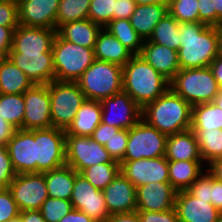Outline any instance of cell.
<instances>
[{"label": "cell", "instance_id": "obj_1", "mask_svg": "<svg viewBox=\"0 0 222 222\" xmlns=\"http://www.w3.org/2000/svg\"><path fill=\"white\" fill-rule=\"evenodd\" d=\"M180 69L209 67L219 55L218 27L201 22L180 23Z\"/></svg>", "mask_w": 222, "mask_h": 222}, {"label": "cell", "instance_id": "obj_2", "mask_svg": "<svg viewBox=\"0 0 222 222\" xmlns=\"http://www.w3.org/2000/svg\"><path fill=\"white\" fill-rule=\"evenodd\" d=\"M142 119L169 136L191 129L192 106L171 88L142 108Z\"/></svg>", "mask_w": 222, "mask_h": 222}, {"label": "cell", "instance_id": "obj_3", "mask_svg": "<svg viewBox=\"0 0 222 222\" xmlns=\"http://www.w3.org/2000/svg\"><path fill=\"white\" fill-rule=\"evenodd\" d=\"M123 91L141 108L153 102L170 88V81L157 72L139 54L123 66Z\"/></svg>", "mask_w": 222, "mask_h": 222}, {"label": "cell", "instance_id": "obj_4", "mask_svg": "<svg viewBox=\"0 0 222 222\" xmlns=\"http://www.w3.org/2000/svg\"><path fill=\"white\" fill-rule=\"evenodd\" d=\"M123 67L94 60L76 81L87 100L102 101L123 91Z\"/></svg>", "mask_w": 222, "mask_h": 222}, {"label": "cell", "instance_id": "obj_5", "mask_svg": "<svg viewBox=\"0 0 222 222\" xmlns=\"http://www.w3.org/2000/svg\"><path fill=\"white\" fill-rule=\"evenodd\" d=\"M170 88L191 106L213 102L221 90L210 67L180 69Z\"/></svg>", "mask_w": 222, "mask_h": 222}, {"label": "cell", "instance_id": "obj_6", "mask_svg": "<svg viewBox=\"0 0 222 222\" xmlns=\"http://www.w3.org/2000/svg\"><path fill=\"white\" fill-rule=\"evenodd\" d=\"M52 53L55 80L61 82H76L95 60L94 48L76 45L64 40L58 33L53 41Z\"/></svg>", "mask_w": 222, "mask_h": 222}, {"label": "cell", "instance_id": "obj_7", "mask_svg": "<svg viewBox=\"0 0 222 222\" xmlns=\"http://www.w3.org/2000/svg\"><path fill=\"white\" fill-rule=\"evenodd\" d=\"M52 127L66 130L86 100L76 82L53 80L49 83Z\"/></svg>", "mask_w": 222, "mask_h": 222}, {"label": "cell", "instance_id": "obj_8", "mask_svg": "<svg viewBox=\"0 0 222 222\" xmlns=\"http://www.w3.org/2000/svg\"><path fill=\"white\" fill-rule=\"evenodd\" d=\"M167 137L141 119L128 129V143L122 161L165 156Z\"/></svg>", "mask_w": 222, "mask_h": 222}, {"label": "cell", "instance_id": "obj_9", "mask_svg": "<svg viewBox=\"0 0 222 222\" xmlns=\"http://www.w3.org/2000/svg\"><path fill=\"white\" fill-rule=\"evenodd\" d=\"M37 173L66 165L65 130L55 127L34 129Z\"/></svg>", "mask_w": 222, "mask_h": 222}, {"label": "cell", "instance_id": "obj_10", "mask_svg": "<svg viewBox=\"0 0 222 222\" xmlns=\"http://www.w3.org/2000/svg\"><path fill=\"white\" fill-rule=\"evenodd\" d=\"M66 165L77 173L101 163H119L113 160L107 149L89 136L66 135Z\"/></svg>", "mask_w": 222, "mask_h": 222}, {"label": "cell", "instance_id": "obj_11", "mask_svg": "<svg viewBox=\"0 0 222 222\" xmlns=\"http://www.w3.org/2000/svg\"><path fill=\"white\" fill-rule=\"evenodd\" d=\"M9 189L20 212L39 210L49 197L44 173L17 174L10 183Z\"/></svg>", "mask_w": 222, "mask_h": 222}, {"label": "cell", "instance_id": "obj_12", "mask_svg": "<svg viewBox=\"0 0 222 222\" xmlns=\"http://www.w3.org/2000/svg\"><path fill=\"white\" fill-rule=\"evenodd\" d=\"M70 201L73 209L85 213L95 222H107L110 217L102 190L77 172Z\"/></svg>", "mask_w": 222, "mask_h": 222}, {"label": "cell", "instance_id": "obj_13", "mask_svg": "<svg viewBox=\"0 0 222 222\" xmlns=\"http://www.w3.org/2000/svg\"><path fill=\"white\" fill-rule=\"evenodd\" d=\"M101 106V122L119 129H130L142 119V108L124 91L103 99Z\"/></svg>", "mask_w": 222, "mask_h": 222}, {"label": "cell", "instance_id": "obj_14", "mask_svg": "<svg viewBox=\"0 0 222 222\" xmlns=\"http://www.w3.org/2000/svg\"><path fill=\"white\" fill-rule=\"evenodd\" d=\"M23 130L52 127L49 84H34L23 93Z\"/></svg>", "mask_w": 222, "mask_h": 222}, {"label": "cell", "instance_id": "obj_15", "mask_svg": "<svg viewBox=\"0 0 222 222\" xmlns=\"http://www.w3.org/2000/svg\"><path fill=\"white\" fill-rule=\"evenodd\" d=\"M120 172L136 188L150 182H169L168 160L165 156L121 161Z\"/></svg>", "mask_w": 222, "mask_h": 222}, {"label": "cell", "instance_id": "obj_16", "mask_svg": "<svg viewBox=\"0 0 222 222\" xmlns=\"http://www.w3.org/2000/svg\"><path fill=\"white\" fill-rule=\"evenodd\" d=\"M6 147L17 174L37 173L34 129H16Z\"/></svg>", "mask_w": 222, "mask_h": 222}, {"label": "cell", "instance_id": "obj_17", "mask_svg": "<svg viewBox=\"0 0 222 222\" xmlns=\"http://www.w3.org/2000/svg\"><path fill=\"white\" fill-rule=\"evenodd\" d=\"M57 29L19 25L13 32L9 53H52Z\"/></svg>", "mask_w": 222, "mask_h": 222}, {"label": "cell", "instance_id": "obj_18", "mask_svg": "<svg viewBox=\"0 0 222 222\" xmlns=\"http://www.w3.org/2000/svg\"><path fill=\"white\" fill-rule=\"evenodd\" d=\"M60 0H21L18 3L19 25L56 29Z\"/></svg>", "mask_w": 222, "mask_h": 222}, {"label": "cell", "instance_id": "obj_19", "mask_svg": "<svg viewBox=\"0 0 222 222\" xmlns=\"http://www.w3.org/2000/svg\"><path fill=\"white\" fill-rule=\"evenodd\" d=\"M8 57L33 84H49L55 80L53 53H9Z\"/></svg>", "mask_w": 222, "mask_h": 222}, {"label": "cell", "instance_id": "obj_20", "mask_svg": "<svg viewBox=\"0 0 222 222\" xmlns=\"http://www.w3.org/2000/svg\"><path fill=\"white\" fill-rule=\"evenodd\" d=\"M102 192L110 215L136 211V187L121 172Z\"/></svg>", "mask_w": 222, "mask_h": 222}, {"label": "cell", "instance_id": "obj_21", "mask_svg": "<svg viewBox=\"0 0 222 222\" xmlns=\"http://www.w3.org/2000/svg\"><path fill=\"white\" fill-rule=\"evenodd\" d=\"M177 191L169 182H150L136 188V211L163 212L174 208Z\"/></svg>", "mask_w": 222, "mask_h": 222}, {"label": "cell", "instance_id": "obj_22", "mask_svg": "<svg viewBox=\"0 0 222 222\" xmlns=\"http://www.w3.org/2000/svg\"><path fill=\"white\" fill-rule=\"evenodd\" d=\"M174 208L179 222H215L221 214L213 204L190 195L186 190L176 193Z\"/></svg>", "mask_w": 222, "mask_h": 222}, {"label": "cell", "instance_id": "obj_23", "mask_svg": "<svg viewBox=\"0 0 222 222\" xmlns=\"http://www.w3.org/2000/svg\"><path fill=\"white\" fill-rule=\"evenodd\" d=\"M157 72L171 81L180 70L178 51L144 40L139 54Z\"/></svg>", "mask_w": 222, "mask_h": 222}, {"label": "cell", "instance_id": "obj_24", "mask_svg": "<svg viewBox=\"0 0 222 222\" xmlns=\"http://www.w3.org/2000/svg\"><path fill=\"white\" fill-rule=\"evenodd\" d=\"M165 158L168 161H203L195 133L189 129L167 137Z\"/></svg>", "mask_w": 222, "mask_h": 222}, {"label": "cell", "instance_id": "obj_25", "mask_svg": "<svg viewBox=\"0 0 222 222\" xmlns=\"http://www.w3.org/2000/svg\"><path fill=\"white\" fill-rule=\"evenodd\" d=\"M134 54L117 40L108 30L102 28L96 38L94 57L123 67Z\"/></svg>", "mask_w": 222, "mask_h": 222}, {"label": "cell", "instance_id": "obj_26", "mask_svg": "<svg viewBox=\"0 0 222 222\" xmlns=\"http://www.w3.org/2000/svg\"><path fill=\"white\" fill-rule=\"evenodd\" d=\"M101 101L85 100L78 109L73 122L65 130L66 135L89 136L101 123Z\"/></svg>", "mask_w": 222, "mask_h": 222}, {"label": "cell", "instance_id": "obj_27", "mask_svg": "<svg viewBox=\"0 0 222 222\" xmlns=\"http://www.w3.org/2000/svg\"><path fill=\"white\" fill-rule=\"evenodd\" d=\"M168 7L158 4L136 5L130 22L143 41L149 39L154 27L169 13Z\"/></svg>", "mask_w": 222, "mask_h": 222}, {"label": "cell", "instance_id": "obj_28", "mask_svg": "<svg viewBox=\"0 0 222 222\" xmlns=\"http://www.w3.org/2000/svg\"><path fill=\"white\" fill-rule=\"evenodd\" d=\"M102 27L93 23L89 18L72 21L61 25L57 33L69 42L87 48H94L97 35Z\"/></svg>", "mask_w": 222, "mask_h": 222}, {"label": "cell", "instance_id": "obj_29", "mask_svg": "<svg viewBox=\"0 0 222 222\" xmlns=\"http://www.w3.org/2000/svg\"><path fill=\"white\" fill-rule=\"evenodd\" d=\"M203 161H168L169 183L178 192L187 190L204 172Z\"/></svg>", "mask_w": 222, "mask_h": 222}, {"label": "cell", "instance_id": "obj_30", "mask_svg": "<svg viewBox=\"0 0 222 222\" xmlns=\"http://www.w3.org/2000/svg\"><path fill=\"white\" fill-rule=\"evenodd\" d=\"M34 84L9 57H3L0 64V93L23 94Z\"/></svg>", "mask_w": 222, "mask_h": 222}, {"label": "cell", "instance_id": "obj_31", "mask_svg": "<svg viewBox=\"0 0 222 222\" xmlns=\"http://www.w3.org/2000/svg\"><path fill=\"white\" fill-rule=\"evenodd\" d=\"M50 198L70 200L75 183L76 171L68 165L43 172Z\"/></svg>", "mask_w": 222, "mask_h": 222}, {"label": "cell", "instance_id": "obj_32", "mask_svg": "<svg viewBox=\"0 0 222 222\" xmlns=\"http://www.w3.org/2000/svg\"><path fill=\"white\" fill-rule=\"evenodd\" d=\"M222 130V109L214 102L192 106L191 130Z\"/></svg>", "mask_w": 222, "mask_h": 222}, {"label": "cell", "instance_id": "obj_33", "mask_svg": "<svg viewBox=\"0 0 222 222\" xmlns=\"http://www.w3.org/2000/svg\"><path fill=\"white\" fill-rule=\"evenodd\" d=\"M180 23L169 13L154 27L149 41L178 51L180 48Z\"/></svg>", "mask_w": 222, "mask_h": 222}, {"label": "cell", "instance_id": "obj_34", "mask_svg": "<svg viewBox=\"0 0 222 222\" xmlns=\"http://www.w3.org/2000/svg\"><path fill=\"white\" fill-rule=\"evenodd\" d=\"M195 133L201 158L205 165L222 158V130H192Z\"/></svg>", "mask_w": 222, "mask_h": 222}, {"label": "cell", "instance_id": "obj_35", "mask_svg": "<svg viewBox=\"0 0 222 222\" xmlns=\"http://www.w3.org/2000/svg\"><path fill=\"white\" fill-rule=\"evenodd\" d=\"M117 40H119L134 55L140 54L143 39L137 34L128 19H113L105 27Z\"/></svg>", "mask_w": 222, "mask_h": 222}, {"label": "cell", "instance_id": "obj_36", "mask_svg": "<svg viewBox=\"0 0 222 222\" xmlns=\"http://www.w3.org/2000/svg\"><path fill=\"white\" fill-rule=\"evenodd\" d=\"M24 107L23 94L0 93V116L16 129H23Z\"/></svg>", "mask_w": 222, "mask_h": 222}, {"label": "cell", "instance_id": "obj_37", "mask_svg": "<svg viewBox=\"0 0 222 222\" xmlns=\"http://www.w3.org/2000/svg\"><path fill=\"white\" fill-rule=\"evenodd\" d=\"M91 0H60L56 15V29L61 25L88 18Z\"/></svg>", "mask_w": 222, "mask_h": 222}, {"label": "cell", "instance_id": "obj_38", "mask_svg": "<svg viewBox=\"0 0 222 222\" xmlns=\"http://www.w3.org/2000/svg\"><path fill=\"white\" fill-rule=\"evenodd\" d=\"M120 172V163H101L80 172L95 188L103 190Z\"/></svg>", "mask_w": 222, "mask_h": 222}, {"label": "cell", "instance_id": "obj_39", "mask_svg": "<svg viewBox=\"0 0 222 222\" xmlns=\"http://www.w3.org/2000/svg\"><path fill=\"white\" fill-rule=\"evenodd\" d=\"M168 12L179 23L199 22L198 0H170Z\"/></svg>", "mask_w": 222, "mask_h": 222}, {"label": "cell", "instance_id": "obj_40", "mask_svg": "<svg viewBox=\"0 0 222 222\" xmlns=\"http://www.w3.org/2000/svg\"><path fill=\"white\" fill-rule=\"evenodd\" d=\"M72 209L73 206L70 200L48 197L39 211L46 222H59Z\"/></svg>", "mask_w": 222, "mask_h": 222}, {"label": "cell", "instance_id": "obj_41", "mask_svg": "<svg viewBox=\"0 0 222 222\" xmlns=\"http://www.w3.org/2000/svg\"><path fill=\"white\" fill-rule=\"evenodd\" d=\"M116 0H91L88 18L104 28L113 20Z\"/></svg>", "mask_w": 222, "mask_h": 222}, {"label": "cell", "instance_id": "obj_42", "mask_svg": "<svg viewBox=\"0 0 222 222\" xmlns=\"http://www.w3.org/2000/svg\"><path fill=\"white\" fill-rule=\"evenodd\" d=\"M128 143V129H120L113 137L107 141L104 147L116 162H121L125 156Z\"/></svg>", "mask_w": 222, "mask_h": 222}, {"label": "cell", "instance_id": "obj_43", "mask_svg": "<svg viewBox=\"0 0 222 222\" xmlns=\"http://www.w3.org/2000/svg\"><path fill=\"white\" fill-rule=\"evenodd\" d=\"M19 208L9 188H0V222H9L19 216Z\"/></svg>", "mask_w": 222, "mask_h": 222}, {"label": "cell", "instance_id": "obj_44", "mask_svg": "<svg viewBox=\"0 0 222 222\" xmlns=\"http://www.w3.org/2000/svg\"><path fill=\"white\" fill-rule=\"evenodd\" d=\"M212 175L205 170L186 190L190 195L211 203Z\"/></svg>", "mask_w": 222, "mask_h": 222}, {"label": "cell", "instance_id": "obj_45", "mask_svg": "<svg viewBox=\"0 0 222 222\" xmlns=\"http://www.w3.org/2000/svg\"><path fill=\"white\" fill-rule=\"evenodd\" d=\"M16 175L7 147L0 144V188H9Z\"/></svg>", "mask_w": 222, "mask_h": 222}, {"label": "cell", "instance_id": "obj_46", "mask_svg": "<svg viewBox=\"0 0 222 222\" xmlns=\"http://www.w3.org/2000/svg\"><path fill=\"white\" fill-rule=\"evenodd\" d=\"M0 26L18 27V4L0 1Z\"/></svg>", "mask_w": 222, "mask_h": 222}, {"label": "cell", "instance_id": "obj_47", "mask_svg": "<svg viewBox=\"0 0 222 222\" xmlns=\"http://www.w3.org/2000/svg\"><path fill=\"white\" fill-rule=\"evenodd\" d=\"M141 222H179L175 208L163 212L137 211Z\"/></svg>", "mask_w": 222, "mask_h": 222}, {"label": "cell", "instance_id": "obj_48", "mask_svg": "<svg viewBox=\"0 0 222 222\" xmlns=\"http://www.w3.org/2000/svg\"><path fill=\"white\" fill-rule=\"evenodd\" d=\"M199 22L216 27V9L213 0H198Z\"/></svg>", "mask_w": 222, "mask_h": 222}, {"label": "cell", "instance_id": "obj_49", "mask_svg": "<svg viewBox=\"0 0 222 222\" xmlns=\"http://www.w3.org/2000/svg\"><path fill=\"white\" fill-rule=\"evenodd\" d=\"M136 3L134 0H116L115 10L113 11V19H128L135 11Z\"/></svg>", "mask_w": 222, "mask_h": 222}, {"label": "cell", "instance_id": "obj_50", "mask_svg": "<svg viewBox=\"0 0 222 222\" xmlns=\"http://www.w3.org/2000/svg\"><path fill=\"white\" fill-rule=\"evenodd\" d=\"M119 130L118 127H113L101 122L94 130L91 138L104 146Z\"/></svg>", "mask_w": 222, "mask_h": 222}, {"label": "cell", "instance_id": "obj_51", "mask_svg": "<svg viewBox=\"0 0 222 222\" xmlns=\"http://www.w3.org/2000/svg\"><path fill=\"white\" fill-rule=\"evenodd\" d=\"M17 27L0 26V54L8 57L12 48L13 32Z\"/></svg>", "mask_w": 222, "mask_h": 222}, {"label": "cell", "instance_id": "obj_52", "mask_svg": "<svg viewBox=\"0 0 222 222\" xmlns=\"http://www.w3.org/2000/svg\"><path fill=\"white\" fill-rule=\"evenodd\" d=\"M211 204L222 213V182L212 176Z\"/></svg>", "mask_w": 222, "mask_h": 222}, {"label": "cell", "instance_id": "obj_53", "mask_svg": "<svg viewBox=\"0 0 222 222\" xmlns=\"http://www.w3.org/2000/svg\"><path fill=\"white\" fill-rule=\"evenodd\" d=\"M15 131L16 128L0 116V144L6 146Z\"/></svg>", "mask_w": 222, "mask_h": 222}, {"label": "cell", "instance_id": "obj_54", "mask_svg": "<svg viewBox=\"0 0 222 222\" xmlns=\"http://www.w3.org/2000/svg\"><path fill=\"white\" fill-rule=\"evenodd\" d=\"M59 222H95L85 213L72 209L66 216H64Z\"/></svg>", "mask_w": 222, "mask_h": 222}, {"label": "cell", "instance_id": "obj_55", "mask_svg": "<svg viewBox=\"0 0 222 222\" xmlns=\"http://www.w3.org/2000/svg\"><path fill=\"white\" fill-rule=\"evenodd\" d=\"M107 222H141L137 211L110 215Z\"/></svg>", "mask_w": 222, "mask_h": 222}, {"label": "cell", "instance_id": "obj_56", "mask_svg": "<svg viewBox=\"0 0 222 222\" xmlns=\"http://www.w3.org/2000/svg\"><path fill=\"white\" fill-rule=\"evenodd\" d=\"M19 216L22 222H46L39 210H23Z\"/></svg>", "mask_w": 222, "mask_h": 222}, {"label": "cell", "instance_id": "obj_57", "mask_svg": "<svg viewBox=\"0 0 222 222\" xmlns=\"http://www.w3.org/2000/svg\"><path fill=\"white\" fill-rule=\"evenodd\" d=\"M210 69L219 87L222 89V56L218 55L211 63Z\"/></svg>", "mask_w": 222, "mask_h": 222}, {"label": "cell", "instance_id": "obj_58", "mask_svg": "<svg viewBox=\"0 0 222 222\" xmlns=\"http://www.w3.org/2000/svg\"><path fill=\"white\" fill-rule=\"evenodd\" d=\"M206 170L215 179L222 182V158H218V159L211 161L208 165H206Z\"/></svg>", "mask_w": 222, "mask_h": 222}, {"label": "cell", "instance_id": "obj_59", "mask_svg": "<svg viewBox=\"0 0 222 222\" xmlns=\"http://www.w3.org/2000/svg\"><path fill=\"white\" fill-rule=\"evenodd\" d=\"M214 9H216V27L222 25V0H213Z\"/></svg>", "mask_w": 222, "mask_h": 222}, {"label": "cell", "instance_id": "obj_60", "mask_svg": "<svg viewBox=\"0 0 222 222\" xmlns=\"http://www.w3.org/2000/svg\"><path fill=\"white\" fill-rule=\"evenodd\" d=\"M136 5L158 4L169 6L170 0H134Z\"/></svg>", "mask_w": 222, "mask_h": 222}, {"label": "cell", "instance_id": "obj_61", "mask_svg": "<svg viewBox=\"0 0 222 222\" xmlns=\"http://www.w3.org/2000/svg\"><path fill=\"white\" fill-rule=\"evenodd\" d=\"M218 47L219 55L222 56V25L218 26Z\"/></svg>", "mask_w": 222, "mask_h": 222}, {"label": "cell", "instance_id": "obj_62", "mask_svg": "<svg viewBox=\"0 0 222 222\" xmlns=\"http://www.w3.org/2000/svg\"><path fill=\"white\" fill-rule=\"evenodd\" d=\"M219 108L222 109V89L220 92L216 95L214 101H213Z\"/></svg>", "mask_w": 222, "mask_h": 222}, {"label": "cell", "instance_id": "obj_63", "mask_svg": "<svg viewBox=\"0 0 222 222\" xmlns=\"http://www.w3.org/2000/svg\"><path fill=\"white\" fill-rule=\"evenodd\" d=\"M9 222H22V220H21L20 216H18L17 218H14Z\"/></svg>", "mask_w": 222, "mask_h": 222}, {"label": "cell", "instance_id": "obj_64", "mask_svg": "<svg viewBox=\"0 0 222 222\" xmlns=\"http://www.w3.org/2000/svg\"><path fill=\"white\" fill-rule=\"evenodd\" d=\"M0 1H9L18 4L21 0H0Z\"/></svg>", "mask_w": 222, "mask_h": 222}, {"label": "cell", "instance_id": "obj_65", "mask_svg": "<svg viewBox=\"0 0 222 222\" xmlns=\"http://www.w3.org/2000/svg\"><path fill=\"white\" fill-rule=\"evenodd\" d=\"M215 222H222V213L220 214V216L218 217V219Z\"/></svg>", "mask_w": 222, "mask_h": 222}]
</instances>
